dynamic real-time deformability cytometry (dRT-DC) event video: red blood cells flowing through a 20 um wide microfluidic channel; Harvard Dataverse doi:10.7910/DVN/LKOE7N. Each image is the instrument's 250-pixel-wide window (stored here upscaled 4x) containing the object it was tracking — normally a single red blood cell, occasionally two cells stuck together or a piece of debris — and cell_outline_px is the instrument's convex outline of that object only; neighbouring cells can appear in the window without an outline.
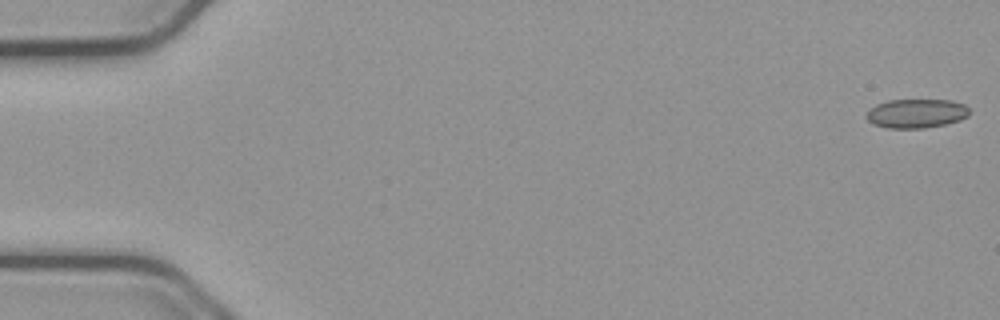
{"species": "common noctule bat (a hibernating species)", "species_latin": "Nyctalus noctula", "temperature_condition": "cold", "stored_images_in_passage": 54, "camera_frame_rate_fps": 3000, "um_per_image_px": 0.085, "animal": {"sex": "male", "body_mass_g": 23.1, "forearm_length_mm": 52.7}, "frame": {"image": 1, "passage_image": 1, "time_ms": 0.0, "image_size_px": [1000, 320], "cell_outline_px": [[968, 116], [960, 120], [944, 124], [924, 128], [888, 128], [872, 124], [864, 116], [876, 104], [888, 100], [952, 100], [964, 104], [968, 108]], "centroid_in_image_um": [77.87, 9.64], "position_along_channel_um": 7.1, "area_um2": 17.4}}
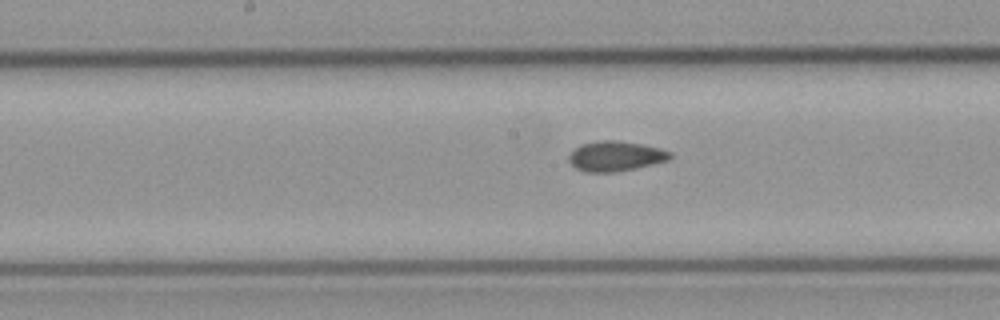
{"frame": {"image": 2, "passage_image": 28, "time_ms": 9.0, "image_size_px": [1000, 320], "cell_outline_px": [[672, 156], [668, 160], [636, 168], [616, 172], [584, 172], [576, 168], [568, 160], [568, 156], [576, 148], [584, 144], [604, 140], [616, 140], [640, 144], [660, 148], [672, 152]], "centroid_in_image_um": [52.34, 13.28], "position_along_channel_um": 195.9, "area_um2": 17.51}}
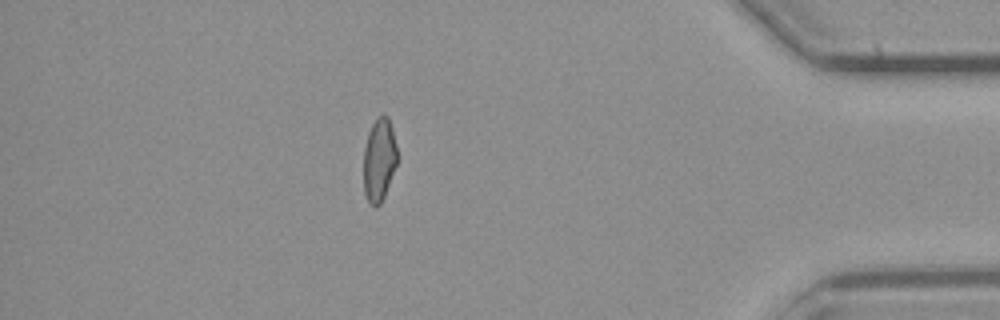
{"frame": {"image": 3, "passage_image": 48, "time_ms": 15.667, "image_size_px": [1000, 320], "cell_outline_px": [[396, 164], [384, 196], [380, 204], [376, 208], [368, 200], [364, 192], [364, 148], [368, 132], [372, 124], [384, 112], [388, 116], [392, 128], [396, 144]], "centroid_in_image_um": [32.22, 13.56], "position_along_channel_um": 403.0, "area_um2": 16.07}}